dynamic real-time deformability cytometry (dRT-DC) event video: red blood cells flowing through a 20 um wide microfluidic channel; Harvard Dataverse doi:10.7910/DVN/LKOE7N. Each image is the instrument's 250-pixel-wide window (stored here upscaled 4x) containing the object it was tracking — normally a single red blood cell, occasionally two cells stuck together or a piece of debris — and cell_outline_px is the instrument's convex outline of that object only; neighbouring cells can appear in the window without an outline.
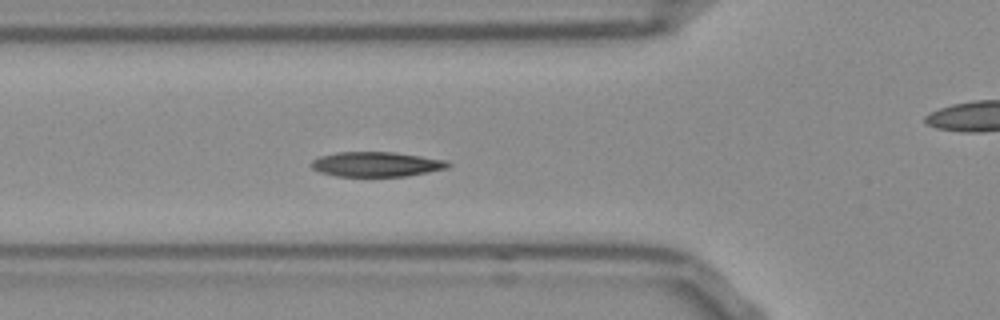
{"species": "Egyptian fruit bat (a non-hibernating species)", "species_latin": "Rousettus aegyptiacus", "temperature_condition": "room temperature", "stored_images_in_passage": 19, "camera_frame_rate_fps": 3000, "um_per_image_px": 0.085, "frame": {"image": 1, "passage_image": 9, "time_ms": 2.667, "image_size_px": [1000, 320], "cell_outline_px": [[452, 164], [448, 168], [408, 176], [336, 176], [320, 172], [312, 168], [312, 160], [320, 156], [340, 152], [392, 152], [448, 160]], "centroid_in_image_um": [32.03, 13.96], "position_along_channel_um": 93.8, "area_um2": 19.71}}
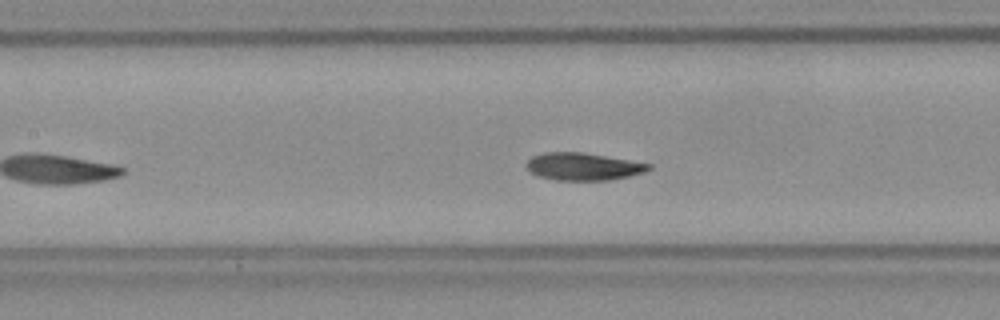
{"frame": {"image": 2, "passage_image": 14, "time_ms": 4.333, "image_size_px": [1000, 320], "cell_outline_px": [[652, 168], [644, 172], [628, 176], [608, 180], [556, 180], [536, 176], [528, 172], [528, 160], [532, 156], [544, 152], [580, 152], [652, 164]], "centroid_in_image_um": [49.54, 14.16], "position_along_channel_um": 157.9, "area_um2": 19.42}}